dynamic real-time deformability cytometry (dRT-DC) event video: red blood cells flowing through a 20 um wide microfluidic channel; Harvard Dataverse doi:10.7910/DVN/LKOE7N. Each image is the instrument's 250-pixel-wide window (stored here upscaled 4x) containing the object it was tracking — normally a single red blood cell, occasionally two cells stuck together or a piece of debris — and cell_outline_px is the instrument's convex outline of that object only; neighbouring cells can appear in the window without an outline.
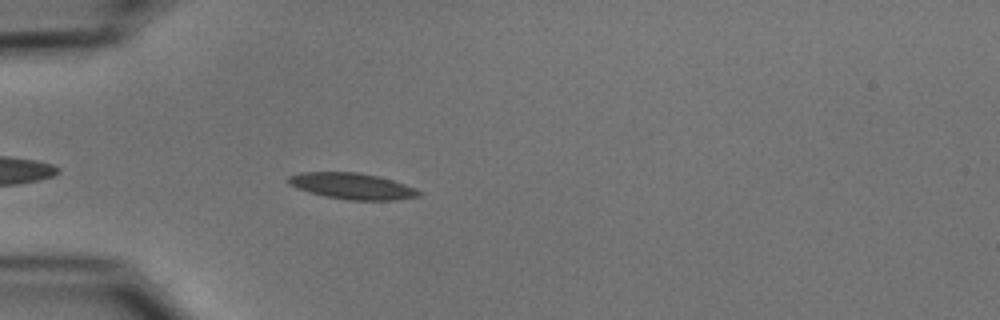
{"species": "common noctule bat (a hibernating species)", "species_latin": "Nyctalus noctula", "temperature_condition": "cold", "stored_images_in_passage": 15, "camera_frame_rate_fps": 3000, "um_per_image_px": 0.085, "animal": {"sex": "male", "body_mass_g": 15.6}, "frame": {"image": 1, "passage_image": 5, "time_ms": 1.333, "image_size_px": [1000, 320], "cell_outline_px": [[420, 196], [396, 200], [348, 200], [324, 196], [296, 188], [288, 184], [284, 180], [288, 176], [300, 172], [360, 172], [392, 180], [416, 188], [420, 192]], "centroid_in_image_um": [29.88, 15.81], "position_along_channel_um": 55.1, "area_um2": 20.0}}